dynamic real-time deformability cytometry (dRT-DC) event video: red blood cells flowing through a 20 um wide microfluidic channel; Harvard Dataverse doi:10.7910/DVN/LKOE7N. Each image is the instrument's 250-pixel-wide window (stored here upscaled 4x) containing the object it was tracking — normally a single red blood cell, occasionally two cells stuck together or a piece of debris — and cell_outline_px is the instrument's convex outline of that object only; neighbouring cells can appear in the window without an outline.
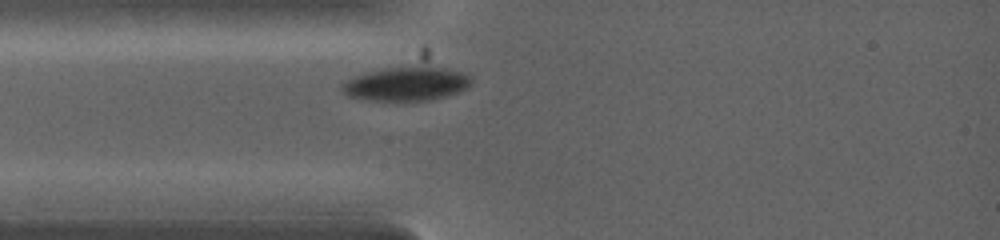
{"species": "common noctule bat (a hibernating species)", "species_latin": "Nyctalus noctula", "temperature_condition": "warm", "stored_images_in_passage": 13, "camera_frame_rate_fps": 5000, "um_per_image_px": 0.085, "animal": {"sex": "female", "body_mass_g": 19.0, "forearm_length_mm": 53.3}, "frame": {"image": 1, "passage_image": 1, "time_ms": 0.0, "image_size_px": [1000, 240], "cell_outline_px": [[472, 84], [448, 96], [428, 100], [372, 100], [348, 96], [340, 88], [340, 84], [344, 80], [352, 76], [364, 72], [384, 68], [412, 64], [444, 68], [460, 72], [468, 76], [472, 80]], "centroid_in_image_um": [34.48, 7.09], "position_along_channel_um": 50.5, "area_um2": 25.89}}
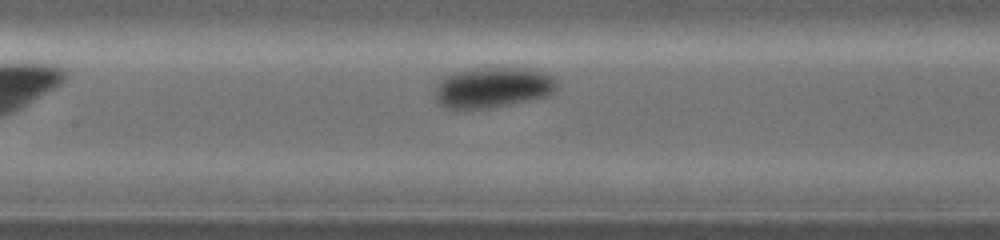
{"frame": {"image": 2, "passage_image": 7, "time_ms": 2.0, "image_size_px": [1000, 240], "cell_outline_px": [[556, 88], [552, 92], [544, 96], [484, 108], [448, 108], [440, 104], [436, 96], [436, 88], [440, 80], [444, 76], [452, 72], [472, 68], [528, 68], [544, 72], [552, 76], [556, 80]], "centroid_in_image_um": [41.86, 7.4], "position_along_channel_um": 165.5, "area_um2": 28.15}}
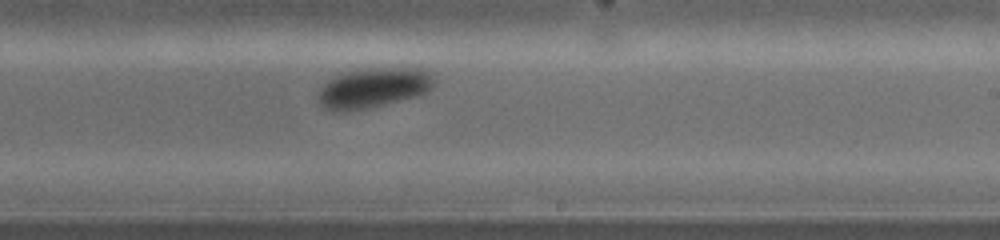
{"frame": {"image": 3, "passage_image": 12, "time_ms": 3.6, "image_size_px": [1000, 240], "cell_outline_px": [[436, 84], [432, 88], [420, 96], [364, 108], [340, 112], [332, 112], [324, 108], [320, 104], [316, 96], [320, 88], [328, 80], [340, 72], [364, 68], [428, 68], [436, 72]], "centroid_in_image_um": [31.79, 7.43], "position_along_channel_um": 257.2, "area_um2": 27.86}}